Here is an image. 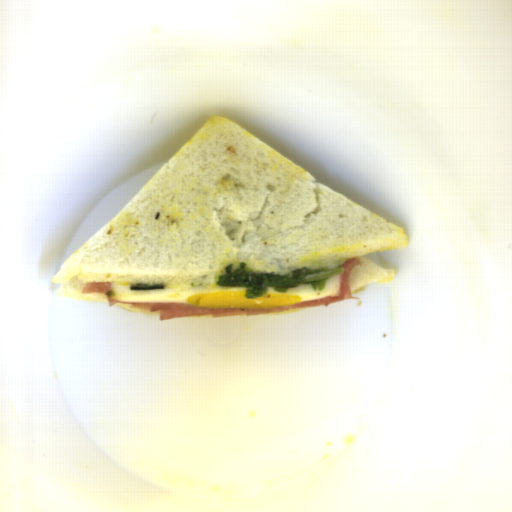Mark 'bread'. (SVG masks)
I'll return each mask as SVG.
<instances>
[{
    "mask_svg": "<svg viewBox=\"0 0 512 512\" xmlns=\"http://www.w3.org/2000/svg\"><path fill=\"white\" fill-rule=\"evenodd\" d=\"M404 229L313 178L254 134L213 115L51 277L55 294L109 304L88 283L216 289L228 265L291 275L359 258L350 295L391 283L368 259L404 251Z\"/></svg>",
    "mask_w": 512,
    "mask_h": 512,
    "instance_id": "obj_1",
    "label": "bread"
},
{
    "mask_svg": "<svg viewBox=\"0 0 512 512\" xmlns=\"http://www.w3.org/2000/svg\"><path fill=\"white\" fill-rule=\"evenodd\" d=\"M113 306L118 307V308H120L122 310H125L127 312H130L132 314H146V315H158V314H160L158 311L157 312H152L149 309H140V308H137V307H134V306H131V305H127V304H123V303H117V304H115Z\"/></svg>",
    "mask_w": 512,
    "mask_h": 512,
    "instance_id": "obj_2",
    "label": "bread"
},
{
    "mask_svg": "<svg viewBox=\"0 0 512 512\" xmlns=\"http://www.w3.org/2000/svg\"><path fill=\"white\" fill-rule=\"evenodd\" d=\"M307 308H309V307H307ZM307 308H296V309H291V310H286V311H281V312H274V313H267V314H260V315H288V314H292V313H297V312L302 311Z\"/></svg>",
    "mask_w": 512,
    "mask_h": 512,
    "instance_id": "obj_3",
    "label": "bread"
}]
</instances>
